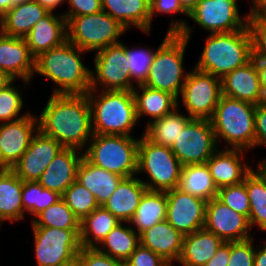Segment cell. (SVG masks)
I'll use <instances>...</instances> for the list:
<instances>
[{
  "label": "cell",
  "instance_id": "6da1fadb",
  "mask_svg": "<svg viewBox=\"0 0 266 266\" xmlns=\"http://www.w3.org/2000/svg\"><path fill=\"white\" fill-rule=\"evenodd\" d=\"M38 119V130L63 147L83 150L93 136L86 94H51Z\"/></svg>",
  "mask_w": 266,
  "mask_h": 266
},
{
  "label": "cell",
  "instance_id": "7a4b0ae2",
  "mask_svg": "<svg viewBox=\"0 0 266 266\" xmlns=\"http://www.w3.org/2000/svg\"><path fill=\"white\" fill-rule=\"evenodd\" d=\"M192 32L185 20L171 21L143 85L169 92L179 100L188 75V72H184L183 58Z\"/></svg>",
  "mask_w": 266,
  "mask_h": 266
},
{
  "label": "cell",
  "instance_id": "3957f363",
  "mask_svg": "<svg viewBox=\"0 0 266 266\" xmlns=\"http://www.w3.org/2000/svg\"><path fill=\"white\" fill-rule=\"evenodd\" d=\"M84 52L87 53L67 40L39 54L34 73L57 84L52 94H86L90 90L91 68L82 62Z\"/></svg>",
  "mask_w": 266,
  "mask_h": 266
},
{
  "label": "cell",
  "instance_id": "277c9868",
  "mask_svg": "<svg viewBox=\"0 0 266 266\" xmlns=\"http://www.w3.org/2000/svg\"><path fill=\"white\" fill-rule=\"evenodd\" d=\"M253 57V39L247 25L235 32L209 34L195 68L222 78Z\"/></svg>",
  "mask_w": 266,
  "mask_h": 266
},
{
  "label": "cell",
  "instance_id": "5b68a950",
  "mask_svg": "<svg viewBox=\"0 0 266 266\" xmlns=\"http://www.w3.org/2000/svg\"><path fill=\"white\" fill-rule=\"evenodd\" d=\"M94 93V89L86 93L93 134L132 136V129L138 124L133 92L102 90L97 96Z\"/></svg>",
  "mask_w": 266,
  "mask_h": 266
},
{
  "label": "cell",
  "instance_id": "8992f818",
  "mask_svg": "<svg viewBox=\"0 0 266 266\" xmlns=\"http://www.w3.org/2000/svg\"><path fill=\"white\" fill-rule=\"evenodd\" d=\"M256 105L221 95L210 118L217 144L220 138L230 149L255 148Z\"/></svg>",
  "mask_w": 266,
  "mask_h": 266
},
{
  "label": "cell",
  "instance_id": "52a82bcc",
  "mask_svg": "<svg viewBox=\"0 0 266 266\" xmlns=\"http://www.w3.org/2000/svg\"><path fill=\"white\" fill-rule=\"evenodd\" d=\"M90 142L83 152L90 163L124 178L137 175L139 138L93 134Z\"/></svg>",
  "mask_w": 266,
  "mask_h": 266
},
{
  "label": "cell",
  "instance_id": "ba28073f",
  "mask_svg": "<svg viewBox=\"0 0 266 266\" xmlns=\"http://www.w3.org/2000/svg\"><path fill=\"white\" fill-rule=\"evenodd\" d=\"M182 165L172 150L149 141L144 135L139 138L137 175L146 173L149 181L141 180L147 190L169 191L177 188Z\"/></svg>",
  "mask_w": 266,
  "mask_h": 266
},
{
  "label": "cell",
  "instance_id": "9c48e42d",
  "mask_svg": "<svg viewBox=\"0 0 266 266\" xmlns=\"http://www.w3.org/2000/svg\"><path fill=\"white\" fill-rule=\"evenodd\" d=\"M126 29L103 10L72 17L67 22L68 41L84 51H95L118 44Z\"/></svg>",
  "mask_w": 266,
  "mask_h": 266
},
{
  "label": "cell",
  "instance_id": "30bf717a",
  "mask_svg": "<svg viewBox=\"0 0 266 266\" xmlns=\"http://www.w3.org/2000/svg\"><path fill=\"white\" fill-rule=\"evenodd\" d=\"M37 266H71L80 252V229L32 227Z\"/></svg>",
  "mask_w": 266,
  "mask_h": 266
},
{
  "label": "cell",
  "instance_id": "8fae6325",
  "mask_svg": "<svg viewBox=\"0 0 266 266\" xmlns=\"http://www.w3.org/2000/svg\"><path fill=\"white\" fill-rule=\"evenodd\" d=\"M180 94L189 117L210 120L222 95L221 78L193 68Z\"/></svg>",
  "mask_w": 266,
  "mask_h": 266
},
{
  "label": "cell",
  "instance_id": "7c38bea8",
  "mask_svg": "<svg viewBox=\"0 0 266 266\" xmlns=\"http://www.w3.org/2000/svg\"><path fill=\"white\" fill-rule=\"evenodd\" d=\"M94 65V72H90V89L97 91L99 85L103 90L131 91L130 65L122 41L95 52Z\"/></svg>",
  "mask_w": 266,
  "mask_h": 266
},
{
  "label": "cell",
  "instance_id": "4fadbf2b",
  "mask_svg": "<svg viewBox=\"0 0 266 266\" xmlns=\"http://www.w3.org/2000/svg\"><path fill=\"white\" fill-rule=\"evenodd\" d=\"M210 120L192 119L170 148L182 166L203 164L219 149Z\"/></svg>",
  "mask_w": 266,
  "mask_h": 266
},
{
  "label": "cell",
  "instance_id": "5bb4252c",
  "mask_svg": "<svg viewBox=\"0 0 266 266\" xmlns=\"http://www.w3.org/2000/svg\"><path fill=\"white\" fill-rule=\"evenodd\" d=\"M237 5V0H199L188 17L209 34L235 32L248 25Z\"/></svg>",
  "mask_w": 266,
  "mask_h": 266
},
{
  "label": "cell",
  "instance_id": "9a60e30c",
  "mask_svg": "<svg viewBox=\"0 0 266 266\" xmlns=\"http://www.w3.org/2000/svg\"><path fill=\"white\" fill-rule=\"evenodd\" d=\"M166 220L182 235L200 230L205 222L207 201L178 188L166 191Z\"/></svg>",
  "mask_w": 266,
  "mask_h": 266
},
{
  "label": "cell",
  "instance_id": "2e32d148",
  "mask_svg": "<svg viewBox=\"0 0 266 266\" xmlns=\"http://www.w3.org/2000/svg\"><path fill=\"white\" fill-rule=\"evenodd\" d=\"M203 228L224 242L243 241L253 237L249 233L251 231L249 219L229 208L217 197L206 203Z\"/></svg>",
  "mask_w": 266,
  "mask_h": 266
},
{
  "label": "cell",
  "instance_id": "e0dca14e",
  "mask_svg": "<svg viewBox=\"0 0 266 266\" xmlns=\"http://www.w3.org/2000/svg\"><path fill=\"white\" fill-rule=\"evenodd\" d=\"M37 117L28 114L15 121L0 122V168L11 169L26 152L38 131Z\"/></svg>",
  "mask_w": 266,
  "mask_h": 266
},
{
  "label": "cell",
  "instance_id": "ac0fdd59",
  "mask_svg": "<svg viewBox=\"0 0 266 266\" xmlns=\"http://www.w3.org/2000/svg\"><path fill=\"white\" fill-rule=\"evenodd\" d=\"M63 148L55 139L38 130L26 152L11 170L22 181H38L47 166Z\"/></svg>",
  "mask_w": 266,
  "mask_h": 266
},
{
  "label": "cell",
  "instance_id": "d6986e66",
  "mask_svg": "<svg viewBox=\"0 0 266 266\" xmlns=\"http://www.w3.org/2000/svg\"><path fill=\"white\" fill-rule=\"evenodd\" d=\"M35 59L24 38L0 32V70L11 79L20 78L29 84L34 76Z\"/></svg>",
  "mask_w": 266,
  "mask_h": 266
},
{
  "label": "cell",
  "instance_id": "ffe728a7",
  "mask_svg": "<svg viewBox=\"0 0 266 266\" xmlns=\"http://www.w3.org/2000/svg\"><path fill=\"white\" fill-rule=\"evenodd\" d=\"M83 157L84 153L81 151L64 147L47 166L37 182L44 188L62 195L77 180L78 166Z\"/></svg>",
  "mask_w": 266,
  "mask_h": 266
},
{
  "label": "cell",
  "instance_id": "44dd1931",
  "mask_svg": "<svg viewBox=\"0 0 266 266\" xmlns=\"http://www.w3.org/2000/svg\"><path fill=\"white\" fill-rule=\"evenodd\" d=\"M222 95L254 105L262 103L259 74L255 62L236 68L221 78Z\"/></svg>",
  "mask_w": 266,
  "mask_h": 266
},
{
  "label": "cell",
  "instance_id": "7402d4cb",
  "mask_svg": "<svg viewBox=\"0 0 266 266\" xmlns=\"http://www.w3.org/2000/svg\"><path fill=\"white\" fill-rule=\"evenodd\" d=\"M244 150L225 148L217 150L206 162L212 179L218 189L236 185L244 181L245 176L251 171V166L241 158Z\"/></svg>",
  "mask_w": 266,
  "mask_h": 266
},
{
  "label": "cell",
  "instance_id": "603a6c76",
  "mask_svg": "<svg viewBox=\"0 0 266 266\" xmlns=\"http://www.w3.org/2000/svg\"><path fill=\"white\" fill-rule=\"evenodd\" d=\"M184 235L167 220L161 221L139 234L140 245L160 255L171 266L182 252Z\"/></svg>",
  "mask_w": 266,
  "mask_h": 266
},
{
  "label": "cell",
  "instance_id": "cb8c5ba5",
  "mask_svg": "<svg viewBox=\"0 0 266 266\" xmlns=\"http://www.w3.org/2000/svg\"><path fill=\"white\" fill-rule=\"evenodd\" d=\"M24 39L31 53L37 57L68 40L67 21L62 14L57 16L50 12L32 27Z\"/></svg>",
  "mask_w": 266,
  "mask_h": 266
},
{
  "label": "cell",
  "instance_id": "d4e9b609",
  "mask_svg": "<svg viewBox=\"0 0 266 266\" xmlns=\"http://www.w3.org/2000/svg\"><path fill=\"white\" fill-rule=\"evenodd\" d=\"M147 188L137 176L124 178L102 206L120 222L129 223Z\"/></svg>",
  "mask_w": 266,
  "mask_h": 266
},
{
  "label": "cell",
  "instance_id": "484cf974",
  "mask_svg": "<svg viewBox=\"0 0 266 266\" xmlns=\"http://www.w3.org/2000/svg\"><path fill=\"white\" fill-rule=\"evenodd\" d=\"M102 10L126 30L131 26L150 33V0H101Z\"/></svg>",
  "mask_w": 266,
  "mask_h": 266
},
{
  "label": "cell",
  "instance_id": "4316f807",
  "mask_svg": "<svg viewBox=\"0 0 266 266\" xmlns=\"http://www.w3.org/2000/svg\"><path fill=\"white\" fill-rule=\"evenodd\" d=\"M50 12L34 0L24 1L9 9L1 18L0 32L24 38L32 27Z\"/></svg>",
  "mask_w": 266,
  "mask_h": 266
},
{
  "label": "cell",
  "instance_id": "83f0119b",
  "mask_svg": "<svg viewBox=\"0 0 266 266\" xmlns=\"http://www.w3.org/2000/svg\"><path fill=\"white\" fill-rule=\"evenodd\" d=\"M123 179L118 174L93 165L85 157L77 170V181L94 195L99 206L106 203Z\"/></svg>",
  "mask_w": 266,
  "mask_h": 266
},
{
  "label": "cell",
  "instance_id": "f1b7e54d",
  "mask_svg": "<svg viewBox=\"0 0 266 266\" xmlns=\"http://www.w3.org/2000/svg\"><path fill=\"white\" fill-rule=\"evenodd\" d=\"M224 241L212 232L202 228L184 236L182 252L178 263L182 266H204Z\"/></svg>",
  "mask_w": 266,
  "mask_h": 266
},
{
  "label": "cell",
  "instance_id": "f546056e",
  "mask_svg": "<svg viewBox=\"0 0 266 266\" xmlns=\"http://www.w3.org/2000/svg\"><path fill=\"white\" fill-rule=\"evenodd\" d=\"M132 92L135 100L137 120L143 114L152 118L147 125L151 121L171 113L179 105V101L171 93L153 89L143 84L137 85V90L134 88Z\"/></svg>",
  "mask_w": 266,
  "mask_h": 266
},
{
  "label": "cell",
  "instance_id": "4dcf8cb0",
  "mask_svg": "<svg viewBox=\"0 0 266 266\" xmlns=\"http://www.w3.org/2000/svg\"><path fill=\"white\" fill-rule=\"evenodd\" d=\"M22 189L23 181L11 169L0 168V223L25 218Z\"/></svg>",
  "mask_w": 266,
  "mask_h": 266
},
{
  "label": "cell",
  "instance_id": "1f68e13d",
  "mask_svg": "<svg viewBox=\"0 0 266 266\" xmlns=\"http://www.w3.org/2000/svg\"><path fill=\"white\" fill-rule=\"evenodd\" d=\"M191 120L192 118L188 115L179 113L176 107L171 113L146 125L143 135L156 145L171 148L180 132Z\"/></svg>",
  "mask_w": 266,
  "mask_h": 266
},
{
  "label": "cell",
  "instance_id": "d6a6232c",
  "mask_svg": "<svg viewBox=\"0 0 266 266\" xmlns=\"http://www.w3.org/2000/svg\"><path fill=\"white\" fill-rule=\"evenodd\" d=\"M177 188L206 201L217 197L218 194V188L206 163L182 166Z\"/></svg>",
  "mask_w": 266,
  "mask_h": 266
},
{
  "label": "cell",
  "instance_id": "836d02e7",
  "mask_svg": "<svg viewBox=\"0 0 266 266\" xmlns=\"http://www.w3.org/2000/svg\"><path fill=\"white\" fill-rule=\"evenodd\" d=\"M167 196L163 191L146 190L133 218L128 224L136 227L137 233L166 220Z\"/></svg>",
  "mask_w": 266,
  "mask_h": 266
},
{
  "label": "cell",
  "instance_id": "e575fe53",
  "mask_svg": "<svg viewBox=\"0 0 266 266\" xmlns=\"http://www.w3.org/2000/svg\"><path fill=\"white\" fill-rule=\"evenodd\" d=\"M119 222L103 206H98L80 222L81 247L97 248V244H100Z\"/></svg>",
  "mask_w": 266,
  "mask_h": 266
},
{
  "label": "cell",
  "instance_id": "d590c367",
  "mask_svg": "<svg viewBox=\"0 0 266 266\" xmlns=\"http://www.w3.org/2000/svg\"><path fill=\"white\" fill-rule=\"evenodd\" d=\"M100 245L102 247L97 246L100 252L124 263L140 245L139 234L134 228L119 222Z\"/></svg>",
  "mask_w": 266,
  "mask_h": 266
},
{
  "label": "cell",
  "instance_id": "8d00e7d4",
  "mask_svg": "<svg viewBox=\"0 0 266 266\" xmlns=\"http://www.w3.org/2000/svg\"><path fill=\"white\" fill-rule=\"evenodd\" d=\"M248 198L250 200L249 223L259 226L260 230L266 231V186L250 171L244 178Z\"/></svg>",
  "mask_w": 266,
  "mask_h": 266
},
{
  "label": "cell",
  "instance_id": "74e56055",
  "mask_svg": "<svg viewBox=\"0 0 266 266\" xmlns=\"http://www.w3.org/2000/svg\"><path fill=\"white\" fill-rule=\"evenodd\" d=\"M61 200V195L44 188L37 181H23L22 203L25 213L36 217L44 209Z\"/></svg>",
  "mask_w": 266,
  "mask_h": 266
},
{
  "label": "cell",
  "instance_id": "f35d334b",
  "mask_svg": "<svg viewBox=\"0 0 266 266\" xmlns=\"http://www.w3.org/2000/svg\"><path fill=\"white\" fill-rule=\"evenodd\" d=\"M32 227H55L60 229H80V220L61 199L32 219Z\"/></svg>",
  "mask_w": 266,
  "mask_h": 266
},
{
  "label": "cell",
  "instance_id": "ab89813d",
  "mask_svg": "<svg viewBox=\"0 0 266 266\" xmlns=\"http://www.w3.org/2000/svg\"><path fill=\"white\" fill-rule=\"evenodd\" d=\"M61 199L80 222L99 206L94 195L77 180L61 195Z\"/></svg>",
  "mask_w": 266,
  "mask_h": 266
},
{
  "label": "cell",
  "instance_id": "60d3db41",
  "mask_svg": "<svg viewBox=\"0 0 266 266\" xmlns=\"http://www.w3.org/2000/svg\"><path fill=\"white\" fill-rule=\"evenodd\" d=\"M156 52L157 49H141L139 47L129 49L128 46H125L126 57L130 65L131 91L136 88L134 87V80L137 82V85L145 83Z\"/></svg>",
  "mask_w": 266,
  "mask_h": 266
},
{
  "label": "cell",
  "instance_id": "b9f144b4",
  "mask_svg": "<svg viewBox=\"0 0 266 266\" xmlns=\"http://www.w3.org/2000/svg\"><path fill=\"white\" fill-rule=\"evenodd\" d=\"M14 80L0 91V121L11 122L23 118L30 114L26 112L25 114L19 115L21 109L23 108L22 94L14 85Z\"/></svg>",
  "mask_w": 266,
  "mask_h": 266
},
{
  "label": "cell",
  "instance_id": "7bdbcfd3",
  "mask_svg": "<svg viewBox=\"0 0 266 266\" xmlns=\"http://www.w3.org/2000/svg\"><path fill=\"white\" fill-rule=\"evenodd\" d=\"M217 198L232 210L249 219L250 200L244 182L218 189Z\"/></svg>",
  "mask_w": 266,
  "mask_h": 266
},
{
  "label": "cell",
  "instance_id": "ee69618b",
  "mask_svg": "<svg viewBox=\"0 0 266 266\" xmlns=\"http://www.w3.org/2000/svg\"><path fill=\"white\" fill-rule=\"evenodd\" d=\"M254 238L230 242L228 266H254Z\"/></svg>",
  "mask_w": 266,
  "mask_h": 266
},
{
  "label": "cell",
  "instance_id": "f6af8a7d",
  "mask_svg": "<svg viewBox=\"0 0 266 266\" xmlns=\"http://www.w3.org/2000/svg\"><path fill=\"white\" fill-rule=\"evenodd\" d=\"M74 266H124V263L100 252L97 248L81 247Z\"/></svg>",
  "mask_w": 266,
  "mask_h": 266
},
{
  "label": "cell",
  "instance_id": "bcb514c9",
  "mask_svg": "<svg viewBox=\"0 0 266 266\" xmlns=\"http://www.w3.org/2000/svg\"><path fill=\"white\" fill-rule=\"evenodd\" d=\"M253 39V57L266 59V17L248 18Z\"/></svg>",
  "mask_w": 266,
  "mask_h": 266
},
{
  "label": "cell",
  "instance_id": "7dc6e473",
  "mask_svg": "<svg viewBox=\"0 0 266 266\" xmlns=\"http://www.w3.org/2000/svg\"><path fill=\"white\" fill-rule=\"evenodd\" d=\"M124 266H171L160 255L139 245L124 262Z\"/></svg>",
  "mask_w": 266,
  "mask_h": 266
},
{
  "label": "cell",
  "instance_id": "c3c4849f",
  "mask_svg": "<svg viewBox=\"0 0 266 266\" xmlns=\"http://www.w3.org/2000/svg\"><path fill=\"white\" fill-rule=\"evenodd\" d=\"M69 9L62 15L68 22L72 17L90 15L102 11L101 0H66Z\"/></svg>",
  "mask_w": 266,
  "mask_h": 266
},
{
  "label": "cell",
  "instance_id": "681fc988",
  "mask_svg": "<svg viewBox=\"0 0 266 266\" xmlns=\"http://www.w3.org/2000/svg\"><path fill=\"white\" fill-rule=\"evenodd\" d=\"M157 13H168V15L181 13L188 16V13L178 0H150V31L152 28V18Z\"/></svg>",
  "mask_w": 266,
  "mask_h": 266
},
{
  "label": "cell",
  "instance_id": "f907efd6",
  "mask_svg": "<svg viewBox=\"0 0 266 266\" xmlns=\"http://www.w3.org/2000/svg\"><path fill=\"white\" fill-rule=\"evenodd\" d=\"M266 146V104H258L255 109V147Z\"/></svg>",
  "mask_w": 266,
  "mask_h": 266
},
{
  "label": "cell",
  "instance_id": "816d5d0a",
  "mask_svg": "<svg viewBox=\"0 0 266 266\" xmlns=\"http://www.w3.org/2000/svg\"><path fill=\"white\" fill-rule=\"evenodd\" d=\"M229 257L230 242H224L204 266H228Z\"/></svg>",
  "mask_w": 266,
  "mask_h": 266
},
{
  "label": "cell",
  "instance_id": "f5cc1de1",
  "mask_svg": "<svg viewBox=\"0 0 266 266\" xmlns=\"http://www.w3.org/2000/svg\"><path fill=\"white\" fill-rule=\"evenodd\" d=\"M259 74L260 89L262 94V103L266 104V59L252 57Z\"/></svg>",
  "mask_w": 266,
  "mask_h": 266
},
{
  "label": "cell",
  "instance_id": "db71d44e",
  "mask_svg": "<svg viewBox=\"0 0 266 266\" xmlns=\"http://www.w3.org/2000/svg\"><path fill=\"white\" fill-rule=\"evenodd\" d=\"M252 7L248 18L266 17V0H251Z\"/></svg>",
  "mask_w": 266,
  "mask_h": 266
},
{
  "label": "cell",
  "instance_id": "11a10c76",
  "mask_svg": "<svg viewBox=\"0 0 266 266\" xmlns=\"http://www.w3.org/2000/svg\"><path fill=\"white\" fill-rule=\"evenodd\" d=\"M259 249H255L254 266H266V242Z\"/></svg>",
  "mask_w": 266,
  "mask_h": 266
},
{
  "label": "cell",
  "instance_id": "9f6ffc18",
  "mask_svg": "<svg viewBox=\"0 0 266 266\" xmlns=\"http://www.w3.org/2000/svg\"><path fill=\"white\" fill-rule=\"evenodd\" d=\"M256 170L251 167V171L262 181L266 186V159L262 162L256 163Z\"/></svg>",
  "mask_w": 266,
  "mask_h": 266
},
{
  "label": "cell",
  "instance_id": "6f0895ef",
  "mask_svg": "<svg viewBox=\"0 0 266 266\" xmlns=\"http://www.w3.org/2000/svg\"><path fill=\"white\" fill-rule=\"evenodd\" d=\"M38 2L41 6L46 8L49 12H54L57 6L64 4L65 0H34Z\"/></svg>",
  "mask_w": 266,
  "mask_h": 266
},
{
  "label": "cell",
  "instance_id": "680465c9",
  "mask_svg": "<svg viewBox=\"0 0 266 266\" xmlns=\"http://www.w3.org/2000/svg\"><path fill=\"white\" fill-rule=\"evenodd\" d=\"M185 11L189 14L190 11L197 5L199 0H178Z\"/></svg>",
  "mask_w": 266,
  "mask_h": 266
},
{
  "label": "cell",
  "instance_id": "91938a15",
  "mask_svg": "<svg viewBox=\"0 0 266 266\" xmlns=\"http://www.w3.org/2000/svg\"><path fill=\"white\" fill-rule=\"evenodd\" d=\"M12 81L13 79H11L5 72L0 70V91L8 86Z\"/></svg>",
  "mask_w": 266,
  "mask_h": 266
},
{
  "label": "cell",
  "instance_id": "94428289",
  "mask_svg": "<svg viewBox=\"0 0 266 266\" xmlns=\"http://www.w3.org/2000/svg\"><path fill=\"white\" fill-rule=\"evenodd\" d=\"M12 8V0H0V18Z\"/></svg>",
  "mask_w": 266,
  "mask_h": 266
},
{
  "label": "cell",
  "instance_id": "6125c7cd",
  "mask_svg": "<svg viewBox=\"0 0 266 266\" xmlns=\"http://www.w3.org/2000/svg\"><path fill=\"white\" fill-rule=\"evenodd\" d=\"M24 1H27V0H12V7L16 6V5H18V4H20V3L24 2Z\"/></svg>",
  "mask_w": 266,
  "mask_h": 266
}]
</instances>
